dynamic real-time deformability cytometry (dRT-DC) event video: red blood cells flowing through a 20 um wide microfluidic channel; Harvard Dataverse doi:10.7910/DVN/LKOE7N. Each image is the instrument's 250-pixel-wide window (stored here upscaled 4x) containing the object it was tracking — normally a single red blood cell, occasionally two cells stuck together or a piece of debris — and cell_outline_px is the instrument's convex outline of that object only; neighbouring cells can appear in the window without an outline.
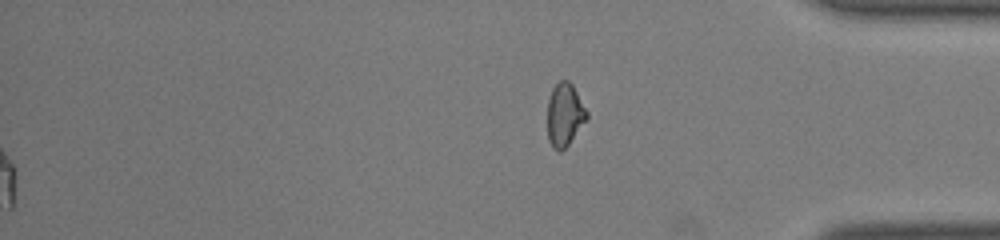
{"species": "common noctule bat (a hibernating species)", "species_latin": "Nyctalus noctula", "temperature_condition": "room temperature", "stored_images_in_passage": 39, "segment_of_instrument_passage": [2, 2], "camera_frame_rate_fps": 3000, "um_per_image_px": 0.085, "animal": {"sex": "male", "body_mass_g": 19.0, "forearm_length_mm": 50.8}, "frame": {"image": 1, "passage_image": 39, "time_ms": 12.667, "image_size_px": [1000, 240], "cell_outline_px": [[588, 120], [568, 144], [560, 152], [552, 148], [548, 140], [548, 100], [552, 88], [560, 80], [568, 80], [572, 84], [588, 112]], "centroid_in_image_um": [48.0, 9.76], "position_along_channel_um": 387.2, "area_um2": 14.57}}